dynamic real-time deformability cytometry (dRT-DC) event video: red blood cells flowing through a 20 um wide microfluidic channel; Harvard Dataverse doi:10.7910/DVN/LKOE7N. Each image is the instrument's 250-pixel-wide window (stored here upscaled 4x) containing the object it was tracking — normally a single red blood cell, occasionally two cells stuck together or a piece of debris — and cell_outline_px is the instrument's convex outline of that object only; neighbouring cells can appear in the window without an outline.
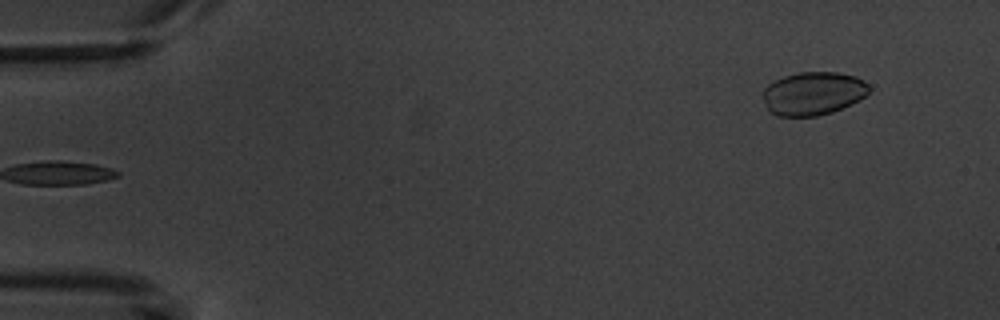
{"species": "common noctule bat (a hibernating species)", "species_latin": "Nyctalus noctula", "temperature_condition": "warm", "stored_images_in_passage": 5, "segment_of_instrument_passage": [2, 2], "camera_frame_rate_fps": 3000, "um_per_image_px": 0.085, "animal": {"sex": "male", "body_mass_g": 20.1, "forearm_length_mm": 53.5}, "frame": {"image": 1, "passage_image": 5, "time_ms": 4.667, "image_size_px": [1000, 320], "cell_outline_px": [[872, 88], [864, 96], [832, 112], [816, 116], [776, 116], [768, 112], [764, 100], [764, 88], [772, 80], [796, 72], [836, 72], [856, 76], [868, 84]], "centroid_in_image_um": [69.07, 7.93], "position_along_channel_um": 15.9, "area_um2": 26.76}}